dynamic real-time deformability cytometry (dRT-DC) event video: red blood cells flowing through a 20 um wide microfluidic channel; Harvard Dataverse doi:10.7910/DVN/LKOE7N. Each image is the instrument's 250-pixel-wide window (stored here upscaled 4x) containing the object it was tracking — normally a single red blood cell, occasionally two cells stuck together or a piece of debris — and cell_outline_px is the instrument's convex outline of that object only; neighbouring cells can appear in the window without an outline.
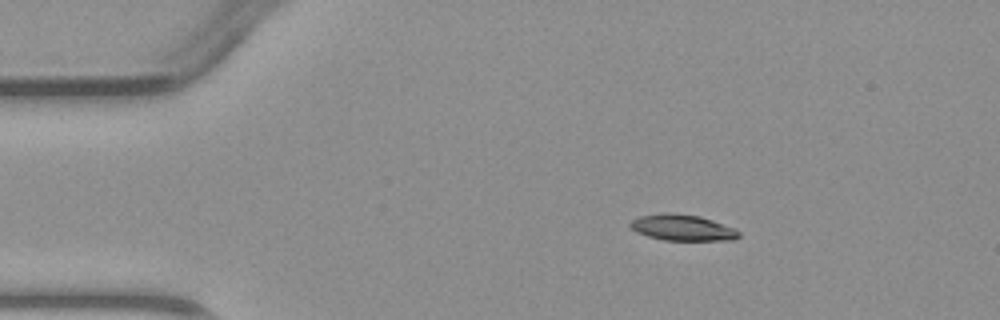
{"species": "common noctule bat (a hibernating species)", "species_latin": "Nyctalus noctula", "temperature_condition": "warm", "stored_images_in_passage": 2, "camera_frame_rate_fps": 3000, "um_per_image_px": 0.085, "animal": {"sex": "male", "body_mass_g": 23.1, "forearm_length_mm": 52.7}, "frame": {"image": 1, "passage_image": 1, "time_ms": 0.0, "image_size_px": [1000, 320], "cell_outline_px": [[740, 236], [736, 240], [664, 240], [648, 236], [636, 232], [628, 224], [632, 220], [640, 216], [700, 216], [736, 228], [740, 232]], "centroid_in_image_um": [58.1, 19.41], "position_along_channel_um": 26.9, "area_um2": 15.66}}